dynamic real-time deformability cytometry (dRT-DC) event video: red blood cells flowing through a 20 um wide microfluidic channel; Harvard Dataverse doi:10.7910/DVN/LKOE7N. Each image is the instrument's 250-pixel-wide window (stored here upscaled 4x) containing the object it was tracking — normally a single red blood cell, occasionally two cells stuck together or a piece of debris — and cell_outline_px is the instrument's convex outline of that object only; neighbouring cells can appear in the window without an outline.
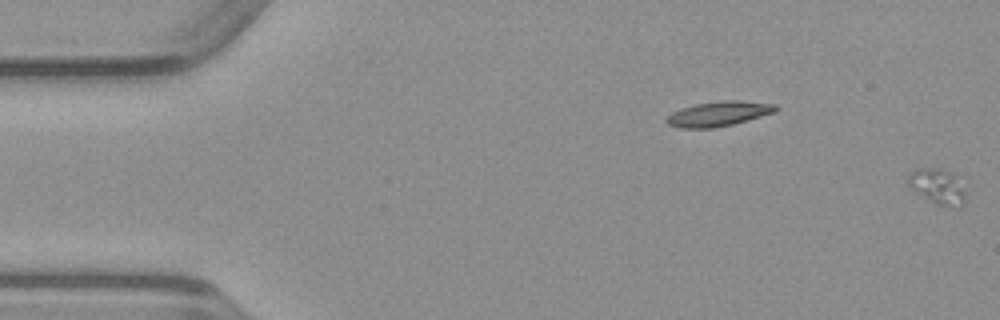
{"species": "common noctule bat (a hibernating species)", "species_latin": "Nyctalus noctula", "temperature_condition": "warm", "stored_images_in_passage": 8, "segment_of_instrument_passage": [2, 2], "camera_frame_rate_fps": 3000, "um_per_image_px": 0.085, "animal": {"sex": "male", "body_mass_g": 23.1, "forearm_length_mm": 52.7}, "frame": {"image": 1, "passage_image": 8, "time_ms": 2.333, "image_size_px": [1000, 320], "cell_outline_px": [[964, 200], [960, 208], [956, 208], [936, 204], [912, 188], [908, 184], [908, 176], [912, 172], [920, 168], [940, 168], [948, 172], [952, 176], [964, 192]], "centroid_in_image_um": [79.66, 15.87], "position_along_channel_um": 5.3, "area_um2": 11.1}}